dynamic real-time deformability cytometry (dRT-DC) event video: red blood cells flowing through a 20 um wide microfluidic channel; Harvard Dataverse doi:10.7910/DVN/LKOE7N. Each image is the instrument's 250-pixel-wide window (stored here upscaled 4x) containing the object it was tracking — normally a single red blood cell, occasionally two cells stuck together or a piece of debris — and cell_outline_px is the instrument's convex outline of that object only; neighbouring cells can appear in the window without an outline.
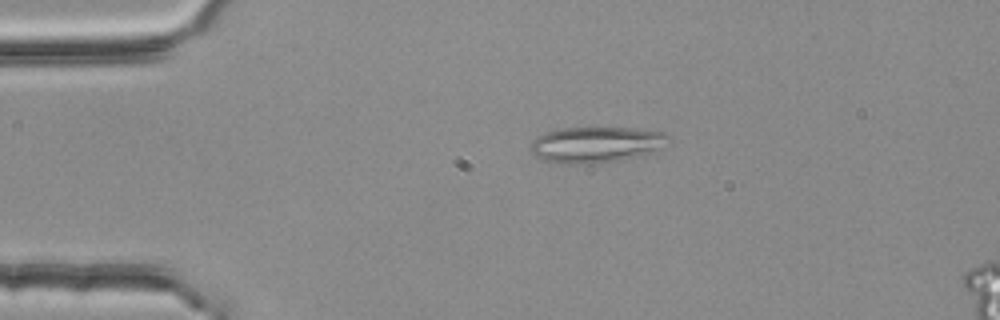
{"species": "common noctule bat (a hibernating species)", "species_latin": "Nyctalus noctula", "temperature_condition": "room temperature", "stored_images_in_passage": 4, "segment_of_instrument_passage": [1, 2], "camera_frame_rate_fps": 3000, "um_per_image_px": 0.085, "animal": {"sex": "female", "body_mass_g": 25.1}, "frame": {"image": 1, "passage_image": 3, "time_ms": 0.667, "image_size_px": [1000, 320], "cell_outline_px": [[672, 140], [664, 148], [640, 156], [620, 160], [592, 164], [572, 164], [548, 160], [536, 156], [528, 148], [532, 140], [548, 132], [560, 128], [632, 128], [664, 132]], "centroid_in_image_um": [50.74, 12.29], "position_along_channel_um": 34.3, "area_um2": 28.9}}